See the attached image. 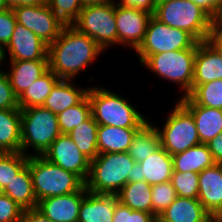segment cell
I'll list each match as a JSON object with an SVG mask.
<instances>
[{
    "mask_svg": "<svg viewBox=\"0 0 222 222\" xmlns=\"http://www.w3.org/2000/svg\"><path fill=\"white\" fill-rule=\"evenodd\" d=\"M104 50L75 27L63 28L60 36L48 45L49 69L59 79L73 80Z\"/></svg>",
    "mask_w": 222,
    "mask_h": 222,
    "instance_id": "cell-1",
    "label": "cell"
},
{
    "mask_svg": "<svg viewBox=\"0 0 222 222\" xmlns=\"http://www.w3.org/2000/svg\"><path fill=\"white\" fill-rule=\"evenodd\" d=\"M135 160L128 152L101 153L91 160L85 182L87 191L96 194H117L131 182Z\"/></svg>",
    "mask_w": 222,
    "mask_h": 222,
    "instance_id": "cell-2",
    "label": "cell"
},
{
    "mask_svg": "<svg viewBox=\"0 0 222 222\" xmlns=\"http://www.w3.org/2000/svg\"><path fill=\"white\" fill-rule=\"evenodd\" d=\"M87 95L91 116L98 125L140 128L148 121L131 103L108 89L89 87Z\"/></svg>",
    "mask_w": 222,
    "mask_h": 222,
    "instance_id": "cell-3",
    "label": "cell"
},
{
    "mask_svg": "<svg viewBox=\"0 0 222 222\" xmlns=\"http://www.w3.org/2000/svg\"><path fill=\"white\" fill-rule=\"evenodd\" d=\"M153 16L169 27L186 30L199 42L207 41L213 19L191 0H166L156 5Z\"/></svg>",
    "mask_w": 222,
    "mask_h": 222,
    "instance_id": "cell-4",
    "label": "cell"
},
{
    "mask_svg": "<svg viewBox=\"0 0 222 222\" xmlns=\"http://www.w3.org/2000/svg\"><path fill=\"white\" fill-rule=\"evenodd\" d=\"M29 169L37 202L77 192L85 185L77 175L51 163L42 155L29 156Z\"/></svg>",
    "mask_w": 222,
    "mask_h": 222,
    "instance_id": "cell-5",
    "label": "cell"
},
{
    "mask_svg": "<svg viewBox=\"0 0 222 222\" xmlns=\"http://www.w3.org/2000/svg\"><path fill=\"white\" fill-rule=\"evenodd\" d=\"M61 134L58 127V116L42 106L21 109V152L27 153L32 148L35 153L43 155L50 145Z\"/></svg>",
    "mask_w": 222,
    "mask_h": 222,
    "instance_id": "cell-6",
    "label": "cell"
},
{
    "mask_svg": "<svg viewBox=\"0 0 222 222\" xmlns=\"http://www.w3.org/2000/svg\"><path fill=\"white\" fill-rule=\"evenodd\" d=\"M196 51L184 49L149 55L141 65L165 80L180 84L181 91L185 92L182 97H185L192 90Z\"/></svg>",
    "mask_w": 222,
    "mask_h": 222,
    "instance_id": "cell-7",
    "label": "cell"
},
{
    "mask_svg": "<svg viewBox=\"0 0 222 222\" xmlns=\"http://www.w3.org/2000/svg\"><path fill=\"white\" fill-rule=\"evenodd\" d=\"M199 41L189 32L169 27L153 15L142 43L135 50L141 64L149 55L184 49H197Z\"/></svg>",
    "mask_w": 222,
    "mask_h": 222,
    "instance_id": "cell-8",
    "label": "cell"
},
{
    "mask_svg": "<svg viewBox=\"0 0 222 222\" xmlns=\"http://www.w3.org/2000/svg\"><path fill=\"white\" fill-rule=\"evenodd\" d=\"M156 130L160 136L161 146L171 156L200 144L195 120L179 101L166 118L163 128L156 126Z\"/></svg>",
    "mask_w": 222,
    "mask_h": 222,
    "instance_id": "cell-9",
    "label": "cell"
},
{
    "mask_svg": "<svg viewBox=\"0 0 222 222\" xmlns=\"http://www.w3.org/2000/svg\"><path fill=\"white\" fill-rule=\"evenodd\" d=\"M74 27L92 38L103 50L116 45L115 3L83 6Z\"/></svg>",
    "mask_w": 222,
    "mask_h": 222,
    "instance_id": "cell-10",
    "label": "cell"
},
{
    "mask_svg": "<svg viewBox=\"0 0 222 222\" xmlns=\"http://www.w3.org/2000/svg\"><path fill=\"white\" fill-rule=\"evenodd\" d=\"M17 23L28 28L47 45L53 43L63 29L55 20L47 3L37 6H20L13 9Z\"/></svg>",
    "mask_w": 222,
    "mask_h": 222,
    "instance_id": "cell-11",
    "label": "cell"
},
{
    "mask_svg": "<svg viewBox=\"0 0 222 222\" xmlns=\"http://www.w3.org/2000/svg\"><path fill=\"white\" fill-rule=\"evenodd\" d=\"M42 156L86 182L91 160L81 153L67 134H60Z\"/></svg>",
    "mask_w": 222,
    "mask_h": 222,
    "instance_id": "cell-12",
    "label": "cell"
},
{
    "mask_svg": "<svg viewBox=\"0 0 222 222\" xmlns=\"http://www.w3.org/2000/svg\"><path fill=\"white\" fill-rule=\"evenodd\" d=\"M153 14L136 8L124 7L115 3L117 44L129 45L136 50L142 43L147 25Z\"/></svg>",
    "mask_w": 222,
    "mask_h": 222,
    "instance_id": "cell-13",
    "label": "cell"
},
{
    "mask_svg": "<svg viewBox=\"0 0 222 222\" xmlns=\"http://www.w3.org/2000/svg\"><path fill=\"white\" fill-rule=\"evenodd\" d=\"M5 48L4 59L6 52H9L10 61L48 60V45L19 23H16L11 40Z\"/></svg>",
    "mask_w": 222,
    "mask_h": 222,
    "instance_id": "cell-14",
    "label": "cell"
},
{
    "mask_svg": "<svg viewBox=\"0 0 222 222\" xmlns=\"http://www.w3.org/2000/svg\"><path fill=\"white\" fill-rule=\"evenodd\" d=\"M172 156L161 146L147 159L132 167L131 182L146 181L151 186L171 181L173 174Z\"/></svg>",
    "mask_w": 222,
    "mask_h": 222,
    "instance_id": "cell-15",
    "label": "cell"
},
{
    "mask_svg": "<svg viewBox=\"0 0 222 222\" xmlns=\"http://www.w3.org/2000/svg\"><path fill=\"white\" fill-rule=\"evenodd\" d=\"M87 189L38 201L37 209L53 222H78L79 209Z\"/></svg>",
    "mask_w": 222,
    "mask_h": 222,
    "instance_id": "cell-16",
    "label": "cell"
},
{
    "mask_svg": "<svg viewBox=\"0 0 222 222\" xmlns=\"http://www.w3.org/2000/svg\"><path fill=\"white\" fill-rule=\"evenodd\" d=\"M222 79V56L208 42H199L194 60L193 85Z\"/></svg>",
    "mask_w": 222,
    "mask_h": 222,
    "instance_id": "cell-17",
    "label": "cell"
},
{
    "mask_svg": "<svg viewBox=\"0 0 222 222\" xmlns=\"http://www.w3.org/2000/svg\"><path fill=\"white\" fill-rule=\"evenodd\" d=\"M118 197L86 191L79 209L78 222H112Z\"/></svg>",
    "mask_w": 222,
    "mask_h": 222,
    "instance_id": "cell-18",
    "label": "cell"
},
{
    "mask_svg": "<svg viewBox=\"0 0 222 222\" xmlns=\"http://www.w3.org/2000/svg\"><path fill=\"white\" fill-rule=\"evenodd\" d=\"M197 199L209 214L222 207V164L215 163L199 173Z\"/></svg>",
    "mask_w": 222,
    "mask_h": 222,
    "instance_id": "cell-19",
    "label": "cell"
},
{
    "mask_svg": "<svg viewBox=\"0 0 222 222\" xmlns=\"http://www.w3.org/2000/svg\"><path fill=\"white\" fill-rule=\"evenodd\" d=\"M10 65L6 74L17 98L49 69L48 60L10 61Z\"/></svg>",
    "mask_w": 222,
    "mask_h": 222,
    "instance_id": "cell-20",
    "label": "cell"
},
{
    "mask_svg": "<svg viewBox=\"0 0 222 222\" xmlns=\"http://www.w3.org/2000/svg\"><path fill=\"white\" fill-rule=\"evenodd\" d=\"M72 80L60 79L52 88L42 107L54 114H59L67 108L79 104L88 93V88H79L72 85Z\"/></svg>",
    "mask_w": 222,
    "mask_h": 222,
    "instance_id": "cell-21",
    "label": "cell"
},
{
    "mask_svg": "<svg viewBox=\"0 0 222 222\" xmlns=\"http://www.w3.org/2000/svg\"><path fill=\"white\" fill-rule=\"evenodd\" d=\"M138 129L99 125L97 133L98 153L128 152Z\"/></svg>",
    "mask_w": 222,
    "mask_h": 222,
    "instance_id": "cell-22",
    "label": "cell"
},
{
    "mask_svg": "<svg viewBox=\"0 0 222 222\" xmlns=\"http://www.w3.org/2000/svg\"><path fill=\"white\" fill-rule=\"evenodd\" d=\"M193 116L200 143L207 144L222 132V110L199 105H183Z\"/></svg>",
    "mask_w": 222,
    "mask_h": 222,
    "instance_id": "cell-23",
    "label": "cell"
},
{
    "mask_svg": "<svg viewBox=\"0 0 222 222\" xmlns=\"http://www.w3.org/2000/svg\"><path fill=\"white\" fill-rule=\"evenodd\" d=\"M3 194L15 201L23 211L37 208L38 202L33 189L29 160L10 184L3 189Z\"/></svg>",
    "mask_w": 222,
    "mask_h": 222,
    "instance_id": "cell-24",
    "label": "cell"
},
{
    "mask_svg": "<svg viewBox=\"0 0 222 222\" xmlns=\"http://www.w3.org/2000/svg\"><path fill=\"white\" fill-rule=\"evenodd\" d=\"M160 216L168 222H204L210 214L198 199L177 196Z\"/></svg>",
    "mask_w": 222,
    "mask_h": 222,
    "instance_id": "cell-25",
    "label": "cell"
},
{
    "mask_svg": "<svg viewBox=\"0 0 222 222\" xmlns=\"http://www.w3.org/2000/svg\"><path fill=\"white\" fill-rule=\"evenodd\" d=\"M0 152H21V109L0 110Z\"/></svg>",
    "mask_w": 222,
    "mask_h": 222,
    "instance_id": "cell-26",
    "label": "cell"
},
{
    "mask_svg": "<svg viewBox=\"0 0 222 222\" xmlns=\"http://www.w3.org/2000/svg\"><path fill=\"white\" fill-rule=\"evenodd\" d=\"M174 171L200 173L215 164L212 154L206 144L188 148L186 151L172 156Z\"/></svg>",
    "mask_w": 222,
    "mask_h": 222,
    "instance_id": "cell-27",
    "label": "cell"
},
{
    "mask_svg": "<svg viewBox=\"0 0 222 222\" xmlns=\"http://www.w3.org/2000/svg\"><path fill=\"white\" fill-rule=\"evenodd\" d=\"M116 195L122 205L153 214L152 189L146 181L129 182Z\"/></svg>",
    "mask_w": 222,
    "mask_h": 222,
    "instance_id": "cell-28",
    "label": "cell"
},
{
    "mask_svg": "<svg viewBox=\"0 0 222 222\" xmlns=\"http://www.w3.org/2000/svg\"><path fill=\"white\" fill-rule=\"evenodd\" d=\"M144 123L135 133L128 153L136 163L147 159L160 147V136L156 130V126Z\"/></svg>",
    "mask_w": 222,
    "mask_h": 222,
    "instance_id": "cell-29",
    "label": "cell"
},
{
    "mask_svg": "<svg viewBox=\"0 0 222 222\" xmlns=\"http://www.w3.org/2000/svg\"><path fill=\"white\" fill-rule=\"evenodd\" d=\"M182 105H199L222 110V79L192 85L191 92L179 99Z\"/></svg>",
    "mask_w": 222,
    "mask_h": 222,
    "instance_id": "cell-30",
    "label": "cell"
},
{
    "mask_svg": "<svg viewBox=\"0 0 222 222\" xmlns=\"http://www.w3.org/2000/svg\"><path fill=\"white\" fill-rule=\"evenodd\" d=\"M59 80L58 76L48 69L18 97L19 108L26 109L33 106H42L53 86Z\"/></svg>",
    "mask_w": 222,
    "mask_h": 222,
    "instance_id": "cell-31",
    "label": "cell"
},
{
    "mask_svg": "<svg viewBox=\"0 0 222 222\" xmlns=\"http://www.w3.org/2000/svg\"><path fill=\"white\" fill-rule=\"evenodd\" d=\"M99 125L90 116L85 122L75 127L67 134L78 149L90 160L99 154L97 149V133Z\"/></svg>",
    "mask_w": 222,
    "mask_h": 222,
    "instance_id": "cell-32",
    "label": "cell"
},
{
    "mask_svg": "<svg viewBox=\"0 0 222 222\" xmlns=\"http://www.w3.org/2000/svg\"><path fill=\"white\" fill-rule=\"evenodd\" d=\"M58 127L61 134H69L75 127L91 116L88 95L77 105L67 108L58 115Z\"/></svg>",
    "mask_w": 222,
    "mask_h": 222,
    "instance_id": "cell-33",
    "label": "cell"
},
{
    "mask_svg": "<svg viewBox=\"0 0 222 222\" xmlns=\"http://www.w3.org/2000/svg\"><path fill=\"white\" fill-rule=\"evenodd\" d=\"M51 8L55 20L63 28L74 27L83 8L82 0H46Z\"/></svg>",
    "mask_w": 222,
    "mask_h": 222,
    "instance_id": "cell-34",
    "label": "cell"
},
{
    "mask_svg": "<svg viewBox=\"0 0 222 222\" xmlns=\"http://www.w3.org/2000/svg\"><path fill=\"white\" fill-rule=\"evenodd\" d=\"M22 152H0V188L3 190L28 163Z\"/></svg>",
    "mask_w": 222,
    "mask_h": 222,
    "instance_id": "cell-35",
    "label": "cell"
},
{
    "mask_svg": "<svg viewBox=\"0 0 222 222\" xmlns=\"http://www.w3.org/2000/svg\"><path fill=\"white\" fill-rule=\"evenodd\" d=\"M171 183L179 197L197 199L199 193V174L196 172L173 171Z\"/></svg>",
    "mask_w": 222,
    "mask_h": 222,
    "instance_id": "cell-36",
    "label": "cell"
},
{
    "mask_svg": "<svg viewBox=\"0 0 222 222\" xmlns=\"http://www.w3.org/2000/svg\"><path fill=\"white\" fill-rule=\"evenodd\" d=\"M152 189L153 214L160 215L177 197L171 181L155 184Z\"/></svg>",
    "mask_w": 222,
    "mask_h": 222,
    "instance_id": "cell-37",
    "label": "cell"
},
{
    "mask_svg": "<svg viewBox=\"0 0 222 222\" xmlns=\"http://www.w3.org/2000/svg\"><path fill=\"white\" fill-rule=\"evenodd\" d=\"M16 108H19L18 98L13 92L6 72L0 68V110Z\"/></svg>",
    "mask_w": 222,
    "mask_h": 222,
    "instance_id": "cell-38",
    "label": "cell"
},
{
    "mask_svg": "<svg viewBox=\"0 0 222 222\" xmlns=\"http://www.w3.org/2000/svg\"><path fill=\"white\" fill-rule=\"evenodd\" d=\"M17 21L12 9L0 12V48L3 50L11 40Z\"/></svg>",
    "mask_w": 222,
    "mask_h": 222,
    "instance_id": "cell-39",
    "label": "cell"
},
{
    "mask_svg": "<svg viewBox=\"0 0 222 222\" xmlns=\"http://www.w3.org/2000/svg\"><path fill=\"white\" fill-rule=\"evenodd\" d=\"M23 210L10 197H0V222H21Z\"/></svg>",
    "mask_w": 222,
    "mask_h": 222,
    "instance_id": "cell-40",
    "label": "cell"
},
{
    "mask_svg": "<svg viewBox=\"0 0 222 222\" xmlns=\"http://www.w3.org/2000/svg\"><path fill=\"white\" fill-rule=\"evenodd\" d=\"M118 4L124 7L145 10L151 14H154L156 8V3L154 0H120V3Z\"/></svg>",
    "mask_w": 222,
    "mask_h": 222,
    "instance_id": "cell-41",
    "label": "cell"
},
{
    "mask_svg": "<svg viewBox=\"0 0 222 222\" xmlns=\"http://www.w3.org/2000/svg\"><path fill=\"white\" fill-rule=\"evenodd\" d=\"M207 41L222 56V26L221 25L213 24L212 29L208 35Z\"/></svg>",
    "mask_w": 222,
    "mask_h": 222,
    "instance_id": "cell-42",
    "label": "cell"
},
{
    "mask_svg": "<svg viewBox=\"0 0 222 222\" xmlns=\"http://www.w3.org/2000/svg\"><path fill=\"white\" fill-rule=\"evenodd\" d=\"M215 163L222 164V132L207 144Z\"/></svg>",
    "mask_w": 222,
    "mask_h": 222,
    "instance_id": "cell-43",
    "label": "cell"
},
{
    "mask_svg": "<svg viewBox=\"0 0 222 222\" xmlns=\"http://www.w3.org/2000/svg\"><path fill=\"white\" fill-rule=\"evenodd\" d=\"M21 222H53L37 208L23 211Z\"/></svg>",
    "mask_w": 222,
    "mask_h": 222,
    "instance_id": "cell-44",
    "label": "cell"
},
{
    "mask_svg": "<svg viewBox=\"0 0 222 222\" xmlns=\"http://www.w3.org/2000/svg\"><path fill=\"white\" fill-rule=\"evenodd\" d=\"M132 209L122 205L119 201L115 205V211L112 222H129V215Z\"/></svg>",
    "mask_w": 222,
    "mask_h": 222,
    "instance_id": "cell-45",
    "label": "cell"
},
{
    "mask_svg": "<svg viewBox=\"0 0 222 222\" xmlns=\"http://www.w3.org/2000/svg\"><path fill=\"white\" fill-rule=\"evenodd\" d=\"M46 3V0H6L7 9H14L20 6H37Z\"/></svg>",
    "mask_w": 222,
    "mask_h": 222,
    "instance_id": "cell-46",
    "label": "cell"
},
{
    "mask_svg": "<svg viewBox=\"0 0 222 222\" xmlns=\"http://www.w3.org/2000/svg\"><path fill=\"white\" fill-rule=\"evenodd\" d=\"M155 215L144 211L132 210L129 222H153Z\"/></svg>",
    "mask_w": 222,
    "mask_h": 222,
    "instance_id": "cell-47",
    "label": "cell"
},
{
    "mask_svg": "<svg viewBox=\"0 0 222 222\" xmlns=\"http://www.w3.org/2000/svg\"><path fill=\"white\" fill-rule=\"evenodd\" d=\"M222 6V0H204V11L214 20L218 9Z\"/></svg>",
    "mask_w": 222,
    "mask_h": 222,
    "instance_id": "cell-48",
    "label": "cell"
},
{
    "mask_svg": "<svg viewBox=\"0 0 222 222\" xmlns=\"http://www.w3.org/2000/svg\"><path fill=\"white\" fill-rule=\"evenodd\" d=\"M83 6L104 4V3H115V0H82Z\"/></svg>",
    "mask_w": 222,
    "mask_h": 222,
    "instance_id": "cell-49",
    "label": "cell"
},
{
    "mask_svg": "<svg viewBox=\"0 0 222 222\" xmlns=\"http://www.w3.org/2000/svg\"><path fill=\"white\" fill-rule=\"evenodd\" d=\"M210 217L214 220V222H222V207L216 209Z\"/></svg>",
    "mask_w": 222,
    "mask_h": 222,
    "instance_id": "cell-50",
    "label": "cell"
},
{
    "mask_svg": "<svg viewBox=\"0 0 222 222\" xmlns=\"http://www.w3.org/2000/svg\"><path fill=\"white\" fill-rule=\"evenodd\" d=\"M213 24H218L222 26V6L218 9L217 15L213 20Z\"/></svg>",
    "mask_w": 222,
    "mask_h": 222,
    "instance_id": "cell-51",
    "label": "cell"
},
{
    "mask_svg": "<svg viewBox=\"0 0 222 222\" xmlns=\"http://www.w3.org/2000/svg\"><path fill=\"white\" fill-rule=\"evenodd\" d=\"M191 1L204 10V0H191Z\"/></svg>",
    "mask_w": 222,
    "mask_h": 222,
    "instance_id": "cell-52",
    "label": "cell"
},
{
    "mask_svg": "<svg viewBox=\"0 0 222 222\" xmlns=\"http://www.w3.org/2000/svg\"><path fill=\"white\" fill-rule=\"evenodd\" d=\"M7 9L6 0H0V12Z\"/></svg>",
    "mask_w": 222,
    "mask_h": 222,
    "instance_id": "cell-53",
    "label": "cell"
},
{
    "mask_svg": "<svg viewBox=\"0 0 222 222\" xmlns=\"http://www.w3.org/2000/svg\"><path fill=\"white\" fill-rule=\"evenodd\" d=\"M153 222H168V221H166L160 215H155Z\"/></svg>",
    "mask_w": 222,
    "mask_h": 222,
    "instance_id": "cell-54",
    "label": "cell"
},
{
    "mask_svg": "<svg viewBox=\"0 0 222 222\" xmlns=\"http://www.w3.org/2000/svg\"><path fill=\"white\" fill-rule=\"evenodd\" d=\"M4 62L3 50L0 48V64Z\"/></svg>",
    "mask_w": 222,
    "mask_h": 222,
    "instance_id": "cell-55",
    "label": "cell"
},
{
    "mask_svg": "<svg viewBox=\"0 0 222 222\" xmlns=\"http://www.w3.org/2000/svg\"><path fill=\"white\" fill-rule=\"evenodd\" d=\"M204 222H214V220L211 218V217H209L207 220H205Z\"/></svg>",
    "mask_w": 222,
    "mask_h": 222,
    "instance_id": "cell-56",
    "label": "cell"
},
{
    "mask_svg": "<svg viewBox=\"0 0 222 222\" xmlns=\"http://www.w3.org/2000/svg\"><path fill=\"white\" fill-rule=\"evenodd\" d=\"M154 1H155L156 5H157V4H159V3L163 2V1H166V0H154Z\"/></svg>",
    "mask_w": 222,
    "mask_h": 222,
    "instance_id": "cell-57",
    "label": "cell"
},
{
    "mask_svg": "<svg viewBox=\"0 0 222 222\" xmlns=\"http://www.w3.org/2000/svg\"><path fill=\"white\" fill-rule=\"evenodd\" d=\"M3 195V190L0 188V197Z\"/></svg>",
    "mask_w": 222,
    "mask_h": 222,
    "instance_id": "cell-58",
    "label": "cell"
}]
</instances>
